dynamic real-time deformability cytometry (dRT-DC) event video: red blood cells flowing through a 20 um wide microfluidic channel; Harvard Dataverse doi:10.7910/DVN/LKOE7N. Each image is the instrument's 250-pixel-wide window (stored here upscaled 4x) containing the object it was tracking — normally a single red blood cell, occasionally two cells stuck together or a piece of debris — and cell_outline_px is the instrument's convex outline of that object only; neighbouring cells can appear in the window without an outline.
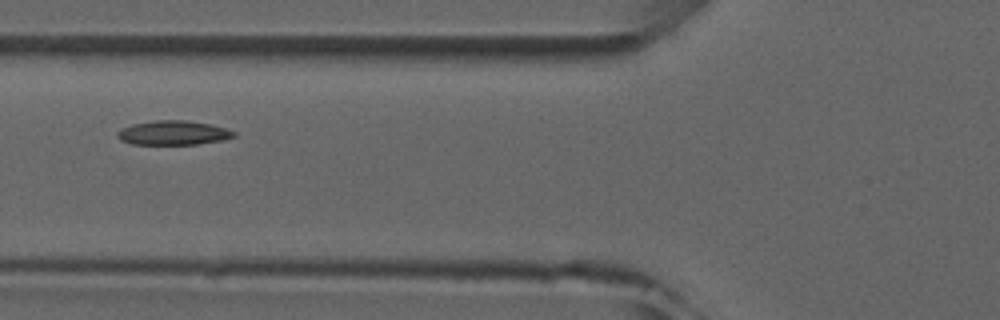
{"species": "common noctule bat (a hibernating species)", "species_latin": "Nyctalus noctula", "temperature_condition": "room temperature", "stored_images_in_passage": 5, "camera_frame_rate_fps": 3000, "um_per_image_px": 0.085, "animal": {"sex": "male", "forearm_length_mm": 52.5}, "frame": {"image": 1, "passage_image": 5, "time_ms": 4.333, "image_size_px": [1000, 320], "cell_outline_px": [[236, 136], [220, 140], [196, 144], [132, 144], [120, 140], [116, 136], [116, 132], [132, 124], [156, 120], [184, 120], [208, 124], [224, 128], [236, 132]], "centroid_in_image_um": [14.69, 11.29], "position_along_channel_um": 111.1, "area_um2": 16.24}}